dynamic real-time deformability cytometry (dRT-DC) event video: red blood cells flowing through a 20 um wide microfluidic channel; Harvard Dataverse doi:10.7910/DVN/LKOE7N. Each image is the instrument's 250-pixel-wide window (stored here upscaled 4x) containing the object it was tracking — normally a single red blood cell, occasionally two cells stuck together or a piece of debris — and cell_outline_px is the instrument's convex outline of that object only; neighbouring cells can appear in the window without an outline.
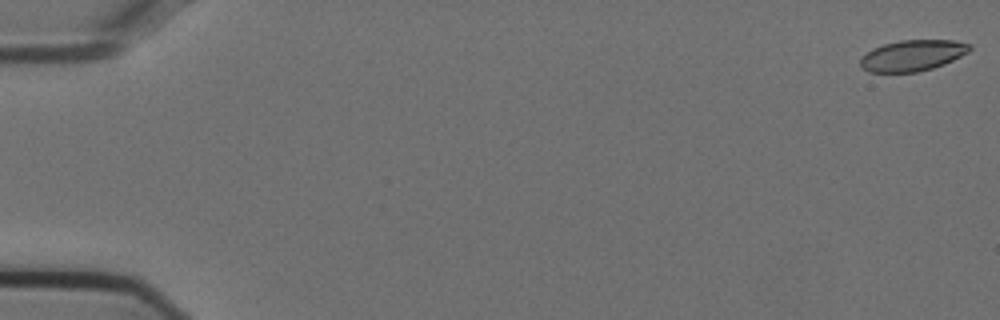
{"species": "Egyptian fruit bat (a non-hibernating species)", "species_latin": "Rousettus aegyptiacus", "temperature_condition": "cold", "stored_images_in_passage": 52, "camera_frame_rate_fps": 3000, "um_per_image_px": 0.085, "animal": {"sex": "female"}, "frame": {"image": 1, "passage_image": 1, "time_ms": 0.0, "image_size_px": [1000, 320], "cell_outline_px": [[972, 48], [968, 52], [944, 64], [932, 68], [916, 72], [868, 72], [860, 64], [860, 56], [872, 48], [884, 44], [900, 40], [956, 40], [972, 44]], "centroid_in_image_um": [77.56, 4.7], "position_along_channel_um": 7.4, "area_um2": 19.83}}
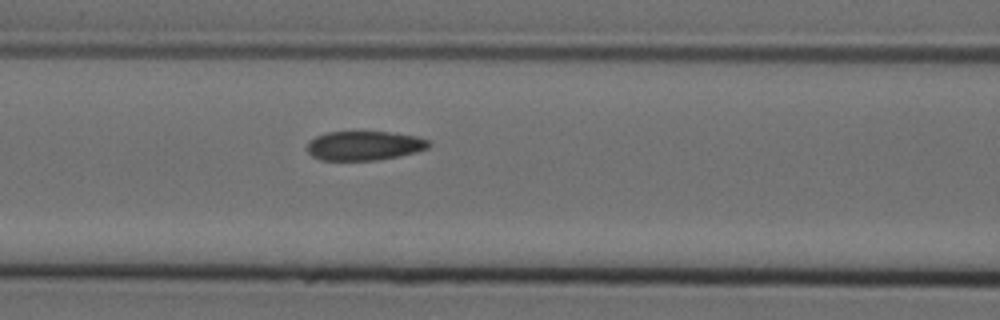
{"frame": {"image": 2, "passage_image": 24, "time_ms": 7.667, "image_size_px": [1000, 320], "cell_outline_px": [[432, 144], [428, 148], [416, 152], [400, 156], [376, 160], [320, 160], [312, 156], [308, 152], [308, 140], [316, 136], [328, 132], [388, 132], [416, 136], [428, 140]], "centroid_in_image_um": [30.97, 12.38], "position_along_channel_um": 135.6, "area_um2": 20.75}}
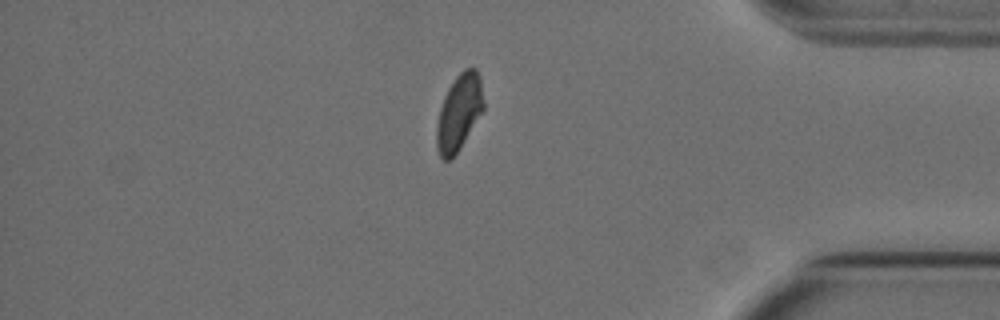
{"frame": {"image": 3, "passage_image": 47, "time_ms": 15.333, "image_size_px": [1000, 320], "cell_outline_px": [[484, 108], [460, 148], [448, 160], [444, 160], [440, 156], [436, 148], [436, 128], [440, 108], [444, 96], [448, 88], [456, 76], [464, 68], [476, 68], [480, 76], [484, 104]], "centroid_in_image_um": [39.01, 9.53], "position_along_channel_um": 396.2, "area_um2": 20.63}, "authors_computed_cell_mechanics": {"area_um2": 21.5016, "velocity_mm_per_s": 3.7496, "shape_relaxation_time_tau1_ms": null, "shape_relaxation_time_tau2_ms": 2.1097, "deformation_change_tau1": null, "deformation_change_tau2": 0.0534}}